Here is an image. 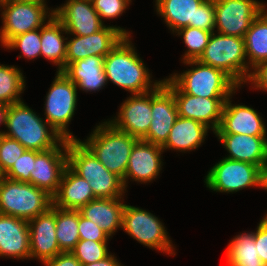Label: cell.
Returning a JSON list of instances; mask_svg holds the SVG:
<instances>
[{
  "mask_svg": "<svg viewBox=\"0 0 267 266\" xmlns=\"http://www.w3.org/2000/svg\"><path fill=\"white\" fill-rule=\"evenodd\" d=\"M176 33L179 36L183 35L184 43L188 48L187 52L183 56V62L198 60L204 52V49L207 46L212 35L211 31H206L190 26L181 28Z\"/></svg>",
  "mask_w": 267,
  "mask_h": 266,
  "instance_id": "34",
  "label": "cell"
},
{
  "mask_svg": "<svg viewBox=\"0 0 267 266\" xmlns=\"http://www.w3.org/2000/svg\"><path fill=\"white\" fill-rule=\"evenodd\" d=\"M162 146L139 139L133 146L126 174L123 180L124 187L130 177L137 182H150L157 178L162 167ZM129 177V178H128Z\"/></svg>",
  "mask_w": 267,
  "mask_h": 266,
  "instance_id": "21",
  "label": "cell"
},
{
  "mask_svg": "<svg viewBox=\"0 0 267 266\" xmlns=\"http://www.w3.org/2000/svg\"><path fill=\"white\" fill-rule=\"evenodd\" d=\"M229 152L225 158L259 166L267 174V138L245 134H216Z\"/></svg>",
  "mask_w": 267,
  "mask_h": 266,
  "instance_id": "22",
  "label": "cell"
},
{
  "mask_svg": "<svg viewBox=\"0 0 267 266\" xmlns=\"http://www.w3.org/2000/svg\"><path fill=\"white\" fill-rule=\"evenodd\" d=\"M24 80L19 68L0 64V103L9 106L22 101L19 96L25 88Z\"/></svg>",
  "mask_w": 267,
  "mask_h": 266,
  "instance_id": "33",
  "label": "cell"
},
{
  "mask_svg": "<svg viewBox=\"0 0 267 266\" xmlns=\"http://www.w3.org/2000/svg\"><path fill=\"white\" fill-rule=\"evenodd\" d=\"M219 34L244 38L253 20L266 9L256 0H214Z\"/></svg>",
  "mask_w": 267,
  "mask_h": 266,
  "instance_id": "13",
  "label": "cell"
},
{
  "mask_svg": "<svg viewBox=\"0 0 267 266\" xmlns=\"http://www.w3.org/2000/svg\"><path fill=\"white\" fill-rule=\"evenodd\" d=\"M77 104V87L61 71H57L56 77L49 89L45 102V120L64 139H77L67 131Z\"/></svg>",
  "mask_w": 267,
  "mask_h": 266,
  "instance_id": "10",
  "label": "cell"
},
{
  "mask_svg": "<svg viewBox=\"0 0 267 266\" xmlns=\"http://www.w3.org/2000/svg\"><path fill=\"white\" fill-rule=\"evenodd\" d=\"M226 259L229 266H266L259 258L254 232L234 237L228 245Z\"/></svg>",
  "mask_w": 267,
  "mask_h": 266,
  "instance_id": "31",
  "label": "cell"
},
{
  "mask_svg": "<svg viewBox=\"0 0 267 266\" xmlns=\"http://www.w3.org/2000/svg\"><path fill=\"white\" fill-rule=\"evenodd\" d=\"M230 98L224 103L221 123L214 133L266 136V126L257 111L245 105H232Z\"/></svg>",
  "mask_w": 267,
  "mask_h": 266,
  "instance_id": "23",
  "label": "cell"
},
{
  "mask_svg": "<svg viewBox=\"0 0 267 266\" xmlns=\"http://www.w3.org/2000/svg\"><path fill=\"white\" fill-rule=\"evenodd\" d=\"M163 83L174 95L179 116L197 120L212 128L213 132L219 128L224 103L228 98H204L186 94L170 78L164 79Z\"/></svg>",
  "mask_w": 267,
  "mask_h": 266,
  "instance_id": "14",
  "label": "cell"
},
{
  "mask_svg": "<svg viewBox=\"0 0 267 266\" xmlns=\"http://www.w3.org/2000/svg\"><path fill=\"white\" fill-rule=\"evenodd\" d=\"M129 41V36H124L104 57V72L107 80L131 92L132 95L147 93L155 89L162 80L151 84L148 68L146 69Z\"/></svg>",
  "mask_w": 267,
  "mask_h": 266,
  "instance_id": "1",
  "label": "cell"
},
{
  "mask_svg": "<svg viewBox=\"0 0 267 266\" xmlns=\"http://www.w3.org/2000/svg\"><path fill=\"white\" fill-rule=\"evenodd\" d=\"M43 121L24 102L13 103L9 105L6 120L9 131L2 134L17 140L27 150L47 151L57 147L64 138L46 120Z\"/></svg>",
  "mask_w": 267,
  "mask_h": 266,
  "instance_id": "2",
  "label": "cell"
},
{
  "mask_svg": "<svg viewBox=\"0 0 267 266\" xmlns=\"http://www.w3.org/2000/svg\"><path fill=\"white\" fill-rule=\"evenodd\" d=\"M253 70L248 81L254 83L255 88L267 91V60L259 63Z\"/></svg>",
  "mask_w": 267,
  "mask_h": 266,
  "instance_id": "42",
  "label": "cell"
},
{
  "mask_svg": "<svg viewBox=\"0 0 267 266\" xmlns=\"http://www.w3.org/2000/svg\"><path fill=\"white\" fill-rule=\"evenodd\" d=\"M97 199L89 182L76 174L69 166L63 172L53 206L61 209L79 210L90 201Z\"/></svg>",
  "mask_w": 267,
  "mask_h": 266,
  "instance_id": "25",
  "label": "cell"
},
{
  "mask_svg": "<svg viewBox=\"0 0 267 266\" xmlns=\"http://www.w3.org/2000/svg\"><path fill=\"white\" fill-rule=\"evenodd\" d=\"M74 36L66 42V67L89 56L105 57L124 36H130V34L120 27L104 26L94 34Z\"/></svg>",
  "mask_w": 267,
  "mask_h": 266,
  "instance_id": "17",
  "label": "cell"
},
{
  "mask_svg": "<svg viewBox=\"0 0 267 266\" xmlns=\"http://www.w3.org/2000/svg\"><path fill=\"white\" fill-rule=\"evenodd\" d=\"M4 47L20 48L24 57L29 59L41 56V28L15 36Z\"/></svg>",
  "mask_w": 267,
  "mask_h": 266,
  "instance_id": "36",
  "label": "cell"
},
{
  "mask_svg": "<svg viewBox=\"0 0 267 266\" xmlns=\"http://www.w3.org/2000/svg\"><path fill=\"white\" fill-rule=\"evenodd\" d=\"M254 241L259 258L267 266V214L262 218L256 232H254Z\"/></svg>",
  "mask_w": 267,
  "mask_h": 266,
  "instance_id": "41",
  "label": "cell"
},
{
  "mask_svg": "<svg viewBox=\"0 0 267 266\" xmlns=\"http://www.w3.org/2000/svg\"><path fill=\"white\" fill-rule=\"evenodd\" d=\"M264 9L252 22L244 36L246 56L252 68L267 60V11Z\"/></svg>",
  "mask_w": 267,
  "mask_h": 266,
  "instance_id": "30",
  "label": "cell"
},
{
  "mask_svg": "<svg viewBox=\"0 0 267 266\" xmlns=\"http://www.w3.org/2000/svg\"><path fill=\"white\" fill-rule=\"evenodd\" d=\"M55 10L49 11L47 24L41 27V55L58 65V71L66 68V46L64 41L68 38L62 36L67 34L62 23L54 16ZM50 16V17H49Z\"/></svg>",
  "mask_w": 267,
  "mask_h": 266,
  "instance_id": "29",
  "label": "cell"
},
{
  "mask_svg": "<svg viewBox=\"0 0 267 266\" xmlns=\"http://www.w3.org/2000/svg\"><path fill=\"white\" fill-rule=\"evenodd\" d=\"M1 6L4 10L1 14L3 27L0 30V41L3 46L15 36L40 29L45 24L49 9L37 2L17 0H7Z\"/></svg>",
  "mask_w": 267,
  "mask_h": 266,
  "instance_id": "12",
  "label": "cell"
},
{
  "mask_svg": "<svg viewBox=\"0 0 267 266\" xmlns=\"http://www.w3.org/2000/svg\"><path fill=\"white\" fill-rule=\"evenodd\" d=\"M195 65L170 79L186 94L204 98H229L238 85L222 70L202 64L198 60L185 61Z\"/></svg>",
  "mask_w": 267,
  "mask_h": 266,
  "instance_id": "7",
  "label": "cell"
},
{
  "mask_svg": "<svg viewBox=\"0 0 267 266\" xmlns=\"http://www.w3.org/2000/svg\"><path fill=\"white\" fill-rule=\"evenodd\" d=\"M53 197L31 183L0 177V214L29 221L46 212Z\"/></svg>",
  "mask_w": 267,
  "mask_h": 266,
  "instance_id": "6",
  "label": "cell"
},
{
  "mask_svg": "<svg viewBox=\"0 0 267 266\" xmlns=\"http://www.w3.org/2000/svg\"><path fill=\"white\" fill-rule=\"evenodd\" d=\"M91 2L102 22V18L113 19L120 16L131 0H92Z\"/></svg>",
  "mask_w": 267,
  "mask_h": 266,
  "instance_id": "39",
  "label": "cell"
},
{
  "mask_svg": "<svg viewBox=\"0 0 267 266\" xmlns=\"http://www.w3.org/2000/svg\"><path fill=\"white\" fill-rule=\"evenodd\" d=\"M26 150L17 140L0 134V175L4 176Z\"/></svg>",
  "mask_w": 267,
  "mask_h": 266,
  "instance_id": "37",
  "label": "cell"
},
{
  "mask_svg": "<svg viewBox=\"0 0 267 266\" xmlns=\"http://www.w3.org/2000/svg\"><path fill=\"white\" fill-rule=\"evenodd\" d=\"M79 236L83 240H93L96 242H107L110 238L102 229L93 221L86 219L79 212Z\"/></svg>",
  "mask_w": 267,
  "mask_h": 266,
  "instance_id": "40",
  "label": "cell"
},
{
  "mask_svg": "<svg viewBox=\"0 0 267 266\" xmlns=\"http://www.w3.org/2000/svg\"><path fill=\"white\" fill-rule=\"evenodd\" d=\"M118 114L117 118L108 122L122 132L137 139H143L152 121L151 91L128 97L121 105Z\"/></svg>",
  "mask_w": 267,
  "mask_h": 266,
  "instance_id": "18",
  "label": "cell"
},
{
  "mask_svg": "<svg viewBox=\"0 0 267 266\" xmlns=\"http://www.w3.org/2000/svg\"><path fill=\"white\" fill-rule=\"evenodd\" d=\"M8 110H9L8 105L0 103V124L3 123L5 126H6ZM0 134H2L1 131Z\"/></svg>",
  "mask_w": 267,
  "mask_h": 266,
  "instance_id": "45",
  "label": "cell"
},
{
  "mask_svg": "<svg viewBox=\"0 0 267 266\" xmlns=\"http://www.w3.org/2000/svg\"><path fill=\"white\" fill-rule=\"evenodd\" d=\"M54 16L68 34L87 36L104 27L90 0H68L63 6L55 9Z\"/></svg>",
  "mask_w": 267,
  "mask_h": 266,
  "instance_id": "19",
  "label": "cell"
},
{
  "mask_svg": "<svg viewBox=\"0 0 267 266\" xmlns=\"http://www.w3.org/2000/svg\"><path fill=\"white\" fill-rule=\"evenodd\" d=\"M104 57L89 56L70 63L62 72L80 89L97 91L107 84ZM105 84V85H104Z\"/></svg>",
  "mask_w": 267,
  "mask_h": 266,
  "instance_id": "27",
  "label": "cell"
},
{
  "mask_svg": "<svg viewBox=\"0 0 267 266\" xmlns=\"http://www.w3.org/2000/svg\"><path fill=\"white\" fill-rule=\"evenodd\" d=\"M17 1L37 2V3H40L42 5H46L45 0H17Z\"/></svg>",
  "mask_w": 267,
  "mask_h": 266,
  "instance_id": "46",
  "label": "cell"
},
{
  "mask_svg": "<svg viewBox=\"0 0 267 266\" xmlns=\"http://www.w3.org/2000/svg\"><path fill=\"white\" fill-rule=\"evenodd\" d=\"M244 38L212 32L204 52L198 59L202 64L215 67L227 74L238 86L247 82L248 70ZM246 62V63H245Z\"/></svg>",
  "mask_w": 267,
  "mask_h": 266,
  "instance_id": "5",
  "label": "cell"
},
{
  "mask_svg": "<svg viewBox=\"0 0 267 266\" xmlns=\"http://www.w3.org/2000/svg\"><path fill=\"white\" fill-rule=\"evenodd\" d=\"M68 166L89 182L96 198H118L123 195V180L110 172L78 139L68 140Z\"/></svg>",
  "mask_w": 267,
  "mask_h": 266,
  "instance_id": "3",
  "label": "cell"
},
{
  "mask_svg": "<svg viewBox=\"0 0 267 266\" xmlns=\"http://www.w3.org/2000/svg\"><path fill=\"white\" fill-rule=\"evenodd\" d=\"M103 123L82 143L110 172L124 180L132 148L139 139L116 129L110 122Z\"/></svg>",
  "mask_w": 267,
  "mask_h": 266,
  "instance_id": "4",
  "label": "cell"
},
{
  "mask_svg": "<svg viewBox=\"0 0 267 266\" xmlns=\"http://www.w3.org/2000/svg\"><path fill=\"white\" fill-rule=\"evenodd\" d=\"M46 266H82L71 252H61L52 259L43 262Z\"/></svg>",
  "mask_w": 267,
  "mask_h": 266,
  "instance_id": "43",
  "label": "cell"
},
{
  "mask_svg": "<svg viewBox=\"0 0 267 266\" xmlns=\"http://www.w3.org/2000/svg\"><path fill=\"white\" fill-rule=\"evenodd\" d=\"M156 6L173 32L188 26L214 32V0H156Z\"/></svg>",
  "mask_w": 267,
  "mask_h": 266,
  "instance_id": "8",
  "label": "cell"
},
{
  "mask_svg": "<svg viewBox=\"0 0 267 266\" xmlns=\"http://www.w3.org/2000/svg\"><path fill=\"white\" fill-rule=\"evenodd\" d=\"M118 198H97L79 209L80 214L93 221L110 237L122 227V214L125 204Z\"/></svg>",
  "mask_w": 267,
  "mask_h": 266,
  "instance_id": "26",
  "label": "cell"
},
{
  "mask_svg": "<svg viewBox=\"0 0 267 266\" xmlns=\"http://www.w3.org/2000/svg\"><path fill=\"white\" fill-rule=\"evenodd\" d=\"M82 266H121V264L118 263L116 257L114 258V255L112 256L111 254L106 257L103 260L91 263V264H85Z\"/></svg>",
  "mask_w": 267,
  "mask_h": 266,
  "instance_id": "44",
  "label": "cell"
},
{
  "mask_svg": "<svg viewBox=\"0 0 267 266\" xmlns=\"http://www.w3.org/2000/svg\"><path fill=\"white\" fill-rule=\"evenodd\" d=\"M7 0H0V5L6 2Z\"/></svg>",
  "mask_w": 267,
  "mask_h": 266,
  "instance_id": "47",
  "label": "cell"
},
{
  "mask_svg": "<svg viewBox=\"0 0 267 266\" xmlns=\"http://www.w3.org/2000/svg\"><path fill=\"white\" fill-rule=\"evenodd\" d=\"M121 228L139 243L149 248L175 255L165 227L150 212L125 204Z\"/></svg>",
  "mask_w": 267,
  "mask_h": 266,
  "instance_id": "11",
  "label": "cell"
},
{
  "mask_svg": "<svg viewBox=\"0 0 267 266\" xmlns=\"http://www.w3.org/2000/svg\"><path fill=\"white\" fill-rule=\"evenodd\" d=\"M151 111L152 121L142 140L163 146L179 116L174 95L163 81L151 90Z\"/></svg>",
  "mask_w": 267,
  "mask_h": 266,
  "instance_id": "15",
  "label": "cell"
},
{
  "mask_svg": "<svg viewBox=\"0 0 267 266\" xmlns=\"http://www.w3.org/2000/svg\"><path fill=\"white\" fill-rule=\"evenodd\" d=\"M30 232V258L42 262L61 253L56 238V207L51 206L46 212L28 221Z\"/></svg>",
  "mask_w": 267,
  "mask_h": 266,
  "instance_id": "20",
  "label": "cell"
},
{
  "mask_svg": "<svg viewBox=\"0 0 267 266\" xmlns=\"http://www.w3.org/2000/svg\"><path fill=\"white\" fill-rule=\"evenodd\" d=\"M71 253L81 265L91 264L105 259L110 254L107 249V242H96L93 240L80 239Z\"/></svg>",
  "mask_w": 267,
  "mask_h": 266,
  "instance_id": "35",
  "label": "cell"
},
{
  "mask_svg": "<svg viewBox=\"0 0 267 266\" xmlns=\"http://www.w3.org/2000/svg\"><path fill=\"white\" fill-rule=\"evenodd\" d=\"M0 256L30 259L28 221L0 214Z\"/></svg>",
  "mask_w": 267,
  "mask_h": 266,
  "instance_id": "24",
  "label": "cell"
},
{
  "mask_svg": "<svg viewBox=\"0 0 267 266\" xmlns=\"http://www.w3.org/2000/svg\"><path fill=\"white\" fill-rule=\"evenodd\" d=\"M206 186L218 192H237L250 186L267 189V174L257 165L223 158L205 178Z\"/></svg>",
  "mask_w": 267,
  "mask_h": 266,
  "instance_id": "9",
  "label": "cell"
},
{
  "mask_svg": "<svg viewBox=\"0 0 267 266\" xmlns=\"http://www.w3.org/2000/svg\"><path fill=\"white\" fill-rule=\"evenodd\" d=\"M208 129L210 128L197 120L178 116L162 149L173 148L181 152L194 150L204 141Z\"/></svg>",
  "mask_w": 267,
  "mask_h": 266,
  "instance_id": "28",
  "label": "cell"
},
{
  "mask_svg": "<svg viewBox=\"0 0 267 266\" xmlns=\"http://www.w3.org/2000/svg\"><path fill=\"white\" fill-rule=\"evenodd\" d=\"M79 210L56 207V238L61 252H71L79 236Z\"/></svg>",
  "mask_w": 267,
  "mask_h": 266,
  "instance_id": "32",
  "label": "cell"
},
{
  "mask_svg": "<svg viewBox=\"0 0 267 266\" xmlns=\"http://www.w3.org/2000/svg\"><path fill=\"white\" fill-rule=\"evenodd\" d=\"M36 150H26L15 163L12 168L4 175L7 179L30 183V171L35 162V157L39 154Z\"/></svg>",
  "mask_w": 267,
  "mask_h": 266,
  "instance_id": "38",
  "label": "cell"
},
{
  "mask_svg": "<svg viewBox=\"0 0 267 266\" xmlns=\"http://www.w3.org/2000/svg\"><path fill=\"white\" fill-rule=\"evenodd\" d=\"M67 143L68 139H64L57 147L40 152L30 171V183L52 197L57 193L63 172L68 166Z\"/></svg>",
  "mask_w": 267,
  "mask_h": 266,
  "instance_id": "16",
  "label": "cell"
}]
</instances>
